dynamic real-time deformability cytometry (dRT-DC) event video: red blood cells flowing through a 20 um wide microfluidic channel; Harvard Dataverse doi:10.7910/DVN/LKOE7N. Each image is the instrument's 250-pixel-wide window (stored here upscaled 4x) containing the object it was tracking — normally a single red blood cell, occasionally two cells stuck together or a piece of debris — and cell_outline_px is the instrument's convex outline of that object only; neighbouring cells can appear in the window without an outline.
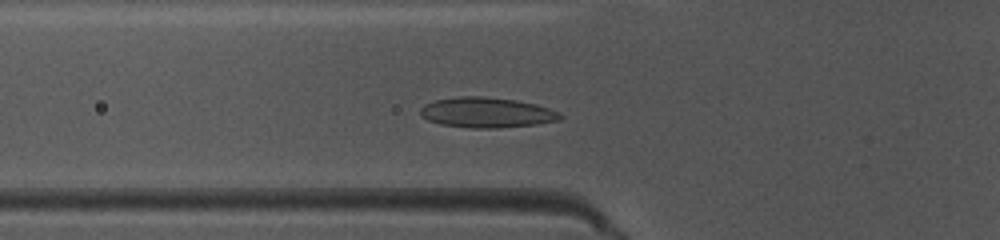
{"species": "common noctule bat (a hibernating species)", "species_latin": "Nyctalus noctula", "temperature_condition": "warm", "stored_images_in_passage": 37, "camera_frame_rate_fps": 3000, "um_per_image_px": 0.085, "animal": {"sex": "female", "body_mass_g": 10.0, "forearm_length_mm": 53.1}, "frame": {"image": 1, "passage_image": 5, "time_ms": 1.333, "image_size_px": [1000, 240], "cell_outline_px": [[564, 116], [560, 120], [536, 124], [496, 128], [472, 128], [440, 124], [428, 120], [420, 116], [420, 108], [424, 104], [436, 100], [460, 96], [484, 96], [516, 100], [536, 104], [560, 112]], "centroid_in_image_um": [41.37, 9.56], "position_along_channel_um": 84.4, "area_um2": 24.74}}
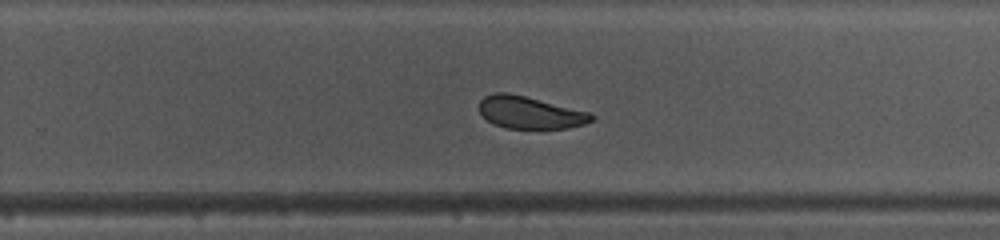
{"frame": {"image": 2, "passage_image": 20, "time_ms": 6.333, "image_size_px": [1000, 240], "cell_outline_px": [[596, 116], [592, 120], [584, 124], [568, 128], [504, 128], [492, 124], [480, 112], [480, 100], [484, 96], [492, 92], [508, 92], [592, 112]], "centroid_in_image_um": [45.06, 9.56], "position_along_channel_um": 284.7, "area_um2": 21.27}}
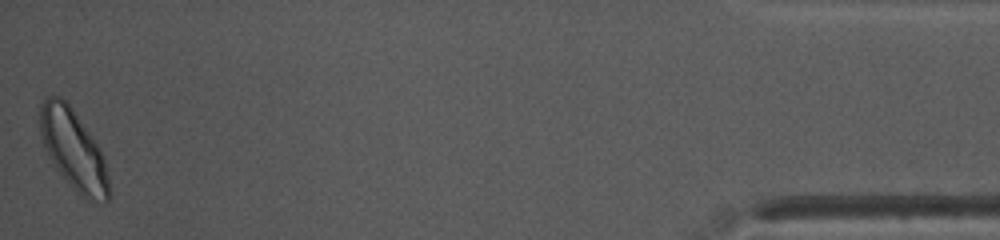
{"frame": {"image": 3, "passage_image": 37, "time_ms": 12.0, "image_size_px": [1000, 240], "cell_outline_px": [[112, 196], [104, 204], [80, 196], [72, 188], [56, 168], [44, 144], [40, 132], [40, 104], [48, 96], [60, 96], [72, 108], [92, 136], [100, 148], [104, 156], [112, 192]], "centroid_in_image_um": [6.3, 12.78], "position_along_channel_um": 428.9, "area_um2": 32.19}, "authors_computed_cell_mechanics": {"area_um2": 22.7732, "velocity_mm_per_s": 3.9929, "shape_relaxation_time_tau1_ms": 4.5846, "shape_relaxation_time_tau2_ms": 3.5673, "deformation_change_tau1": 0.1236, "deformation_change_tau2": 0.0841}}